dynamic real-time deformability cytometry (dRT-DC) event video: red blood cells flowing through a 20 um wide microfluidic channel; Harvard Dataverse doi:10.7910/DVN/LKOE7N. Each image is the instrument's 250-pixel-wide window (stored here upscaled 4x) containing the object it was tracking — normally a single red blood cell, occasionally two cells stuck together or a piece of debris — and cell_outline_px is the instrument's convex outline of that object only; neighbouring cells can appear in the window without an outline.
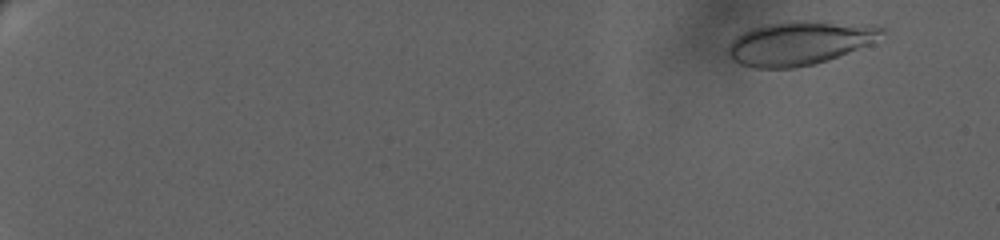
{"species": "human", "species_latin": "Homo sapiens", "temperature_condition": "warm", "stored_images_in_passage": 60, "camera_frame_rate_fps": 3000, "um_per_image_px": 0.085, "donor": {"sex": "female"}, "frame": {"image": 1, "passage_image": 4, "time_ms": 1.667, "image_size_px": [1000, 240], "cell_outline_px": [[888, 32], [872, 44], [828, 60], [812, 64], [792, 68], [752, 68], [740, 64], [728, 56], [728, 44], [736, 36], [752, 28], [764, 24], [788, 20], [808, 20], [872, 24], [888, 28]], "centroid_in_image_um": [68.04, 3.63], "position_along_channel_um": 17.0, "area_um2": 40.06}}
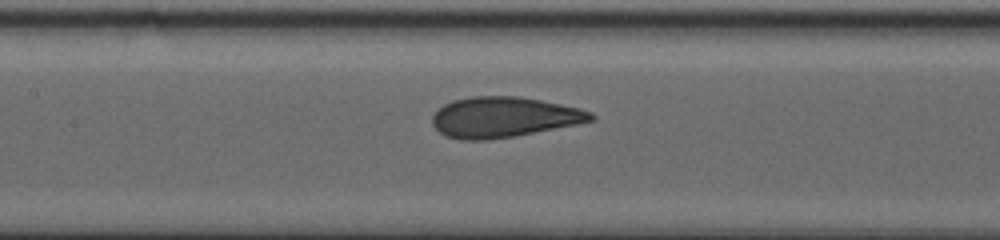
{"frame": {"image": 2, "passage_image": 27, "time_ms": 12.667, "image_size_px": [1000, 240], "cell_outline_px": [[596, 120], [576, 124], [512, 136], [488, 140], [460, 140], [448, 136], [440, 132], [432, 124], [432, 116], [436, 108], [452, 100], [472, 96], [520, 96], [580, 108], [592, 112], [596, 116]], "centroid_in_image_um": [42.79, 9.94], "position_along_channel_um": 164.6, "area_um2": 37.34}}
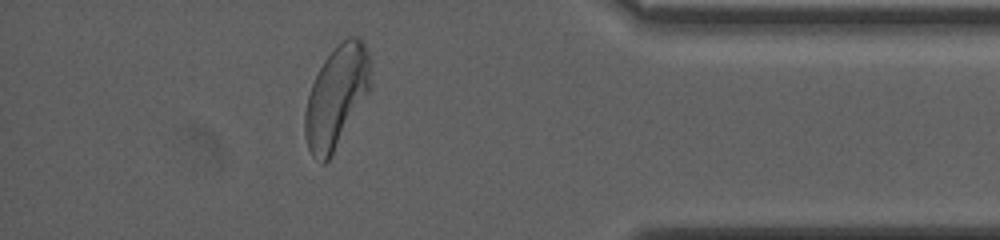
{"frame": {"image": 3, "passage_image": 50, "time_ms": 21.0, "image_size_px": [1000, 240], "cell_outline_px": [[372, 88], [328, 160], [324, 164], [320, 164], [312, 156], [308, 148], [304, 132], [304, 112], [308, 96], [312, 84], [324, 60], [348, 36], [356, 36], [364, 40], [372, 64]], "centroid_in_image_um": [28.63, 8.21], "position_along_channel_um": 406.6, "area_um2": 39.07}, "authors_computed_cell_mechanics": {"area_um2": 37.8301, "velocity_mm_per_s": 3.1696, "shape_relaxation_time_tau1_ms": 5.2084, "shape_relaxation_time_tau2_ms": null, "deformation_change_tau1": 0.1818, "deformation_change_tau2": null}}